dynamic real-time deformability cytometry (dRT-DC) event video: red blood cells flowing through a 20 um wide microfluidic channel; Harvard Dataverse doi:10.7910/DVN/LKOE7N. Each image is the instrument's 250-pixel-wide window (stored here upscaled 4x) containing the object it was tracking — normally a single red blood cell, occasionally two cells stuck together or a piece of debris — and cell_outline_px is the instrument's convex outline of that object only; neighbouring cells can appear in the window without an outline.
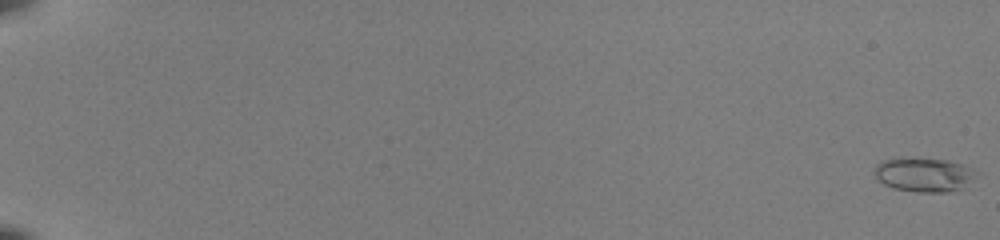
{"species": "common noctule bat (a hibernating species)", "species_latin": "Nyctalus noctula", "temperature_condition": "room temperature", "stored_images_in_passage": 55, "camera_frame_rate_fps": 3000, "um_per_image_px": 0.085, "animal": {"sex": "female", "body_mass_g": 22.0, "forearm_length_mm": 56.7}, "frame": {"image": 1, "passage_image": 1, "time_ms": 0.0, "image_size_px": [1000, 240], "cell_outline_px": [[968, 176], [956, 188], [948, 192], [916, 192], [892, 188], [884, 184], [876, 176], [876, 168], [884, 160], [944, 160], [960, 164]], "centroid_in_image_um": [78.31, 14.89], "position_along_channel_um": 6.7, "area_um2": 17.86}}
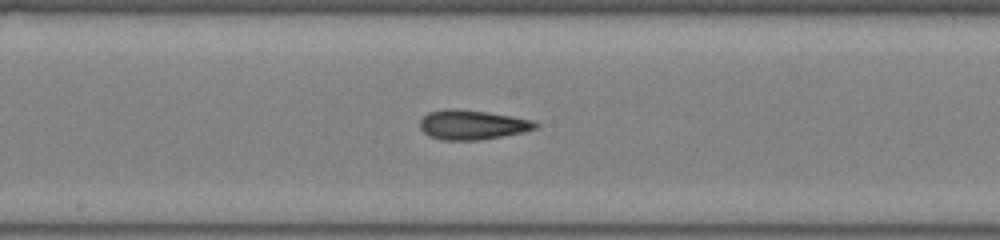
{"frame": {"image": 2, "passage_image": 33, "time_ms": 10.667, "image_size_px": [1000, 240], "cell_outline_px": [[540, 124], [536, 128], [524, 132], [480, 140], [444, 140], [428, 136], [420, 128], [420, 120], [428, 112], [444, 108], [456, 108], [488, 112], [512, 116], [532, 120]], "centroid_in_image_um": [40.13, 10.6], "position_along_channel_um": 208.1, "area_um2": 20.06}}
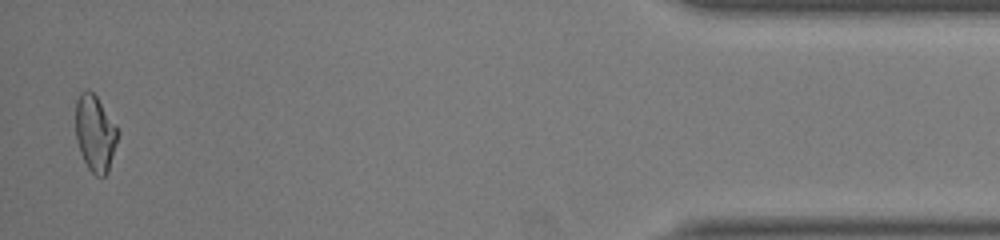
{"frame": {"image": 3, "passage_image": 54, "time_ms": 17.667, "image_size_px": [1000, 240], "cell_outline_px": [[116, 144], [108, 172], [104, 176], [96, 176], [88, 168], [80, 152], [76, 140], [76, 100], [80, 92], [84, 88], [88, 88], [96, 96], [116, 124]], "centroid_in_image_um": [8.06, 11.3], "position_along_channel_um": 427.1, "area_um2": 18.61}, "authors_computed_cell_mechanics": {"area_um2": 19.3052, "velocity_mm_per_s": 4.0146, "shape_relaxation_time_tau1_ms": null, "shape_relaxation_time_tau2_ms": 1.5704, "deformation_change_tau1": null, "deformation_change_tau2": 0.0905}}